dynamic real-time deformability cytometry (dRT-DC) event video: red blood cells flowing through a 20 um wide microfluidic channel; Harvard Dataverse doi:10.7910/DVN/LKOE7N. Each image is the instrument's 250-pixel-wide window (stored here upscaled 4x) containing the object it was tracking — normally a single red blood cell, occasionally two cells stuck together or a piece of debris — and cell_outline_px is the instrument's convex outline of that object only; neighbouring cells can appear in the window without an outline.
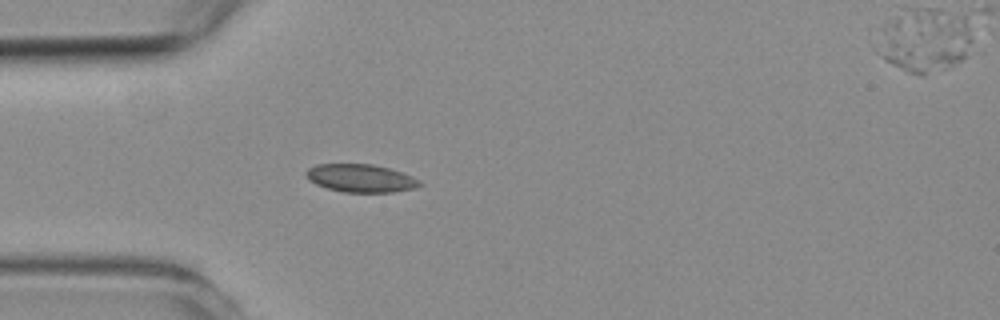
{"species": "common noctule bat (a hibernating species)", "species_latin": "Nyctalus noctula", "temperature_condition": "room temperature", "stored_images_in_passage": 4, "camera_frame_rate_fps": 3000, "um_per_image_px": 0.085, "animal": {"sex": "female", "body_mass_g": 19.3, "forearm_length_mm": 54.1}, "frame": {"image": 1, "passage_image": 3, "time_ms": 2.333, "image_size_px": [1000, 320], "cell_outline_px": [[424, 184], [416, 188], [392, 192], [344, 192], [328, 188], [316, 184], [308, 180], [304, 176], [304, 172], [308, 168], [316, 164], [372, 164], [388, 168], [412, 176], [420, 180]], "centroid_in_image_um": [30.64, 15.14], "position_along_channel_um": 54.4, "area_um2": 18.61}}